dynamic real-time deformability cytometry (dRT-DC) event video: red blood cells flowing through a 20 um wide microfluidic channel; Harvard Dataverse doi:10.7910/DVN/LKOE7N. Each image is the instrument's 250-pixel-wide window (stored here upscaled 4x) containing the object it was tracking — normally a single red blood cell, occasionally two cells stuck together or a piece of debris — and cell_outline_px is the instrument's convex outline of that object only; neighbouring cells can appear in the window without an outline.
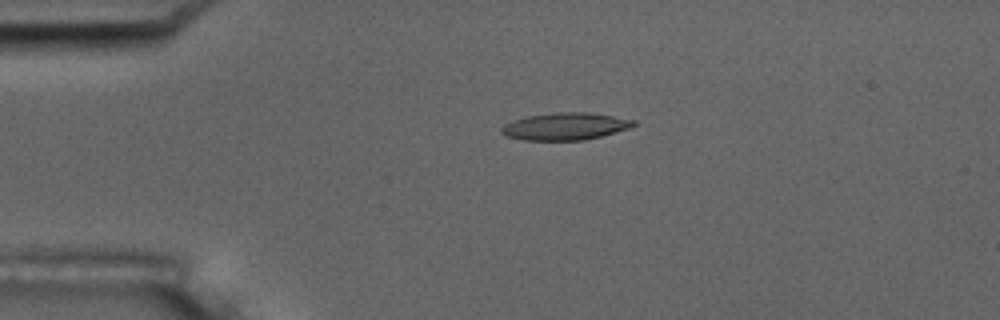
{"species": "common noctule bat (a hibernating species)", "species_latin": "Nyctalus noctula", "temperature_condition": "room temperature", "stored_images_in_passage": 38, "camera_frame_rate_fps": 3000, "um_per_image_px": 0.085, "animal": {"sex": "male", "body_mass_g": 17.5, "forearm_length_mm": 52.3}, "frame": {"image": 1, "passage_image": 3, "time_ms": 0.667, "image_size_px": [1000, 320], "cell_outline_px": [[636, 124], [628, 128], [600, 136], [584, 140], [524, 140], [504, 136], [500, 132], [500, 128], [504, 124], [512, 120], [528, 116], [556, 112], [588, 112], [636, 120]], "centroid_in_image_um": [47.99, 10.74], "position_along_channel_um": 37.0, "area_um2": 20.92}}
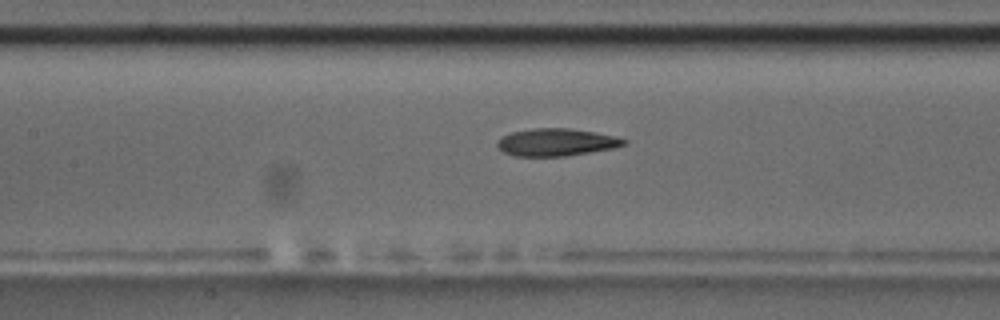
{"frame": {"image": 2, "passage_image": 16, "time_ms": 5.0, "image_size_px": [1000, 320], "cell_outline_px": [[628, 144], [612, 148], [564, 156], [516, 156], [504, 152], [496, 144], [500, 136], [512, 132], [532, 128], [572, 128], [596, 132], [616, 136], [628, 140]], "centroid_in_image_um": [47.3, 12.07], "position_along_channel_um": 160.1, "area_um2": 20.29}}
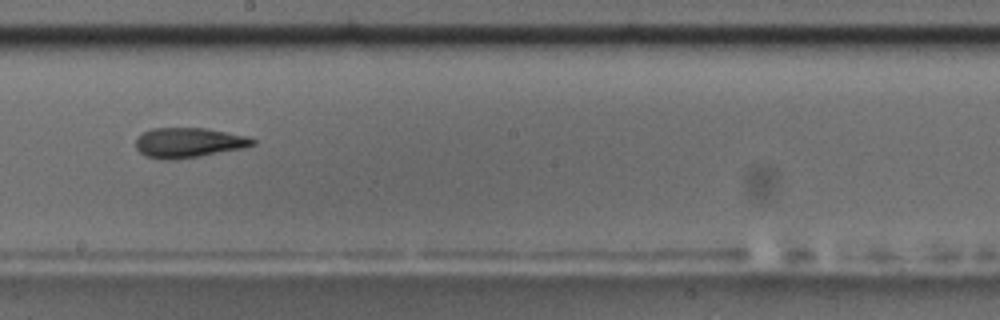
{"frame": {"image": 3, "passage_image": 22, "time_ms": 7.0, "image_size_px": [1000, 320], "cell_outline_px": [[256, 144], [244, 148], [200, 156], [176, 160], [164, 160], [144, 156], [136, 148], [136, 136], [152, 128], [204, 128], [228, 132], [248, 136], [256, 140]], "centroid_in_image_um": [16.03, 12.13], "position_along_channel_um": 232.2, "area_um2": 20.63}, "authors_computed_cell_mechanics": {"area_um2": 20.5768, "velocity_mm_per_s": 3.6222, "shape_relaxation_time_tau1_ms": 8.4515, "shape_relaxation_time_tau2_ms": 8.3, "deformation_change_tau1": 0.2219, "deformation_change_tau2": 0.1853}}